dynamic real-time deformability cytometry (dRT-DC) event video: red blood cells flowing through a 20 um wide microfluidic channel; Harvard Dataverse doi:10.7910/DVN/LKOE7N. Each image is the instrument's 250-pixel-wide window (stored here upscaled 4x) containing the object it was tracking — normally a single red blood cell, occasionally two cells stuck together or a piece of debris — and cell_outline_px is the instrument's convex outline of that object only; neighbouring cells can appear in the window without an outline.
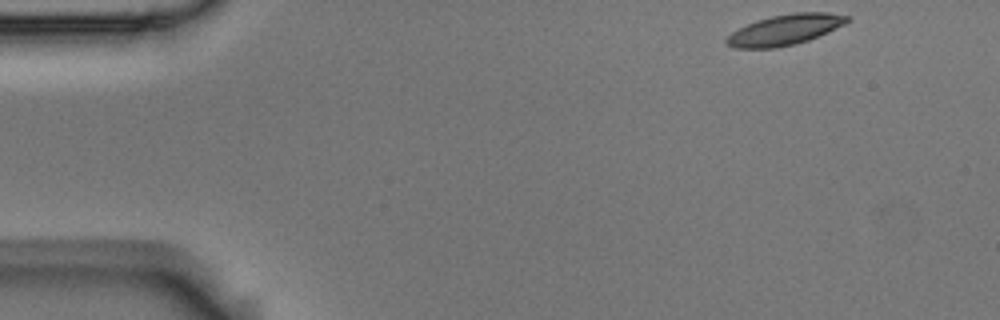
{"species": "Egyptian fruit bat (a non-hibernating species)", "species_latin": "Rousettus aegyptiacus", "temperature_condition": "room temperature", "stored_images_in_passage": 50, "camera_frame_rate_fps": 3000, "um_per_image_px": 0.085, "animal": {"sex": "male"}, "frame": {"image": 1, "passage_image": 1, "time_ms": 0.0, "image_size_px": [1000, 320], "cell_outline_px": [[852, 20], [828, 32], [808, 40], [796, 44], [776, 48], [736, 48], [728, 44], [724, 40], [732, 32], [756, 20], [772, 16], [792, 12], [828, 12], [852, 16]], "centroid_in_image_um": [66.77, 2.52], "position_along_channel_um": 18.2, "area_um2": 21.5}}
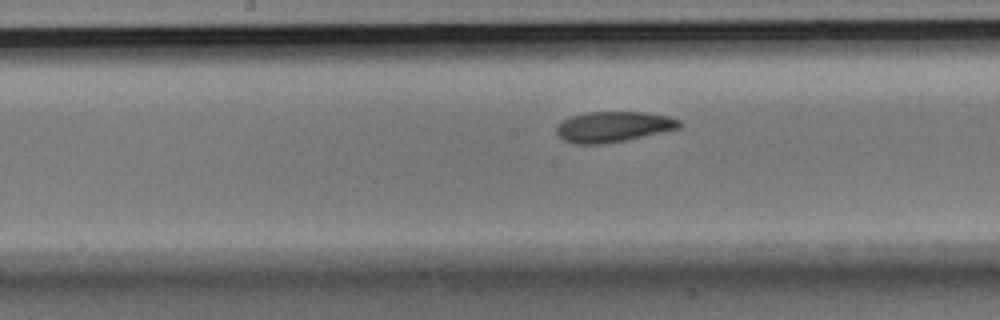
{"frame": {"image": 2, "passage_image": 23, "time_ms": 7.333, "image_size_px": [1000, 320], "cell_outline_px": [[680, 128], [624, 140], [600, 144], [576, 144], [564, 140], [556, 132], [556, 128], [564, 120], [572, 116], [588, 112], [648, 112], [668, 116], [680, 120]], "centroid_in_image_um": [52.14, 10.76], "position_along_channel_um": 196.1, "area_um2": 21.56}}
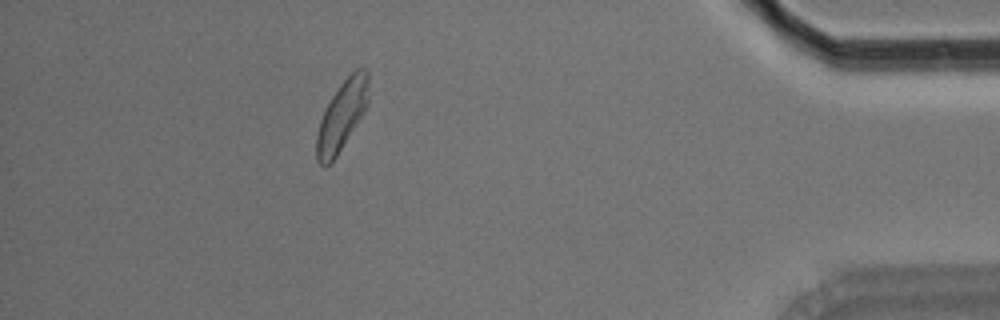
{"frame": {"image": 3, "passage_image": 44, "time_ms": 14.333, "image_size_px": [1000, 320], "cell_outline_px": [[368, 104], [364, 112], [336, 156], [324, 168], [316, 160], [316, 136], [320, 120], [332, 96], [340, 84], [356, 68], [368, 68]], "centroid_in_image_um": [29.06, 9.81], "position_along_channel_um": 406.1, "area_um2": 20.81}, "authors_computed_cell_mechanics": {"area_um2": 21.5305, "velocity_mm_per_s": 3.7038, "shape_relaxation_time_tau1_ms": 3.8565, "shape_relaxation_time_tau2_ms": 4.7385, "deformation_change_tau1": 0.1217, "deformation_change_tau2": 0.1001}}